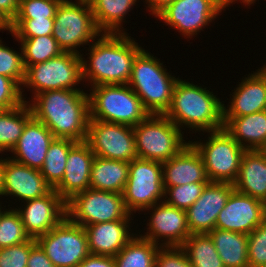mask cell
I'll list each match as a JSON object with an SVG mask.
<instances>
[{
	"label": "cell",
	"instance_id": "21",
	"mask_svg": "<svg viewBox=\"0 0 266 267\" xmlns=\"http://www.w3.org/2000/svg\"><path fill=\"white\" fill-rule=\"evenodd\" d=\"M55 139L51 131L32 117L25 125L17 144L11 150L13 161L40 170L47 150ZM15 155V156H14Z\"/></svg>",
	"mask_w": 266,
	"mask_h": 267
},
{
	"label": "cell",
	"instance_id": "24",
	"mask_svg": "<svg viewBox=\"0 0 266 267\" xmlns=\"http://www.w3.org/2000/svg\"><path fill=\"white\" fill-rule=\"evenodd\" d=\"M230 96L227 106L223 104V117H242L266 109V77L258 70L241 80Z\"/></svg>",
	"mask_w": 266,
	"mask_h": 267
},
{
	"label": "cell",
	"instance_id": "12",
	"mask_svg": "<svg viewBox=\"0 0 266 267\" xmlns=\"http://www.w3.org/2000/svg\"><path fill=\"white\" fill-rule=\"evenodd\" d=\"M36 242L55 267H78L90 255L84 227L67 217Z\"/></svg>",
	"mask_w": 266,
	"mask_h": 267
},
{
	"label": "cell",
	"instance_id": "32",
	"mask_svg": "<svg viewBox=\"0 0 266 267\" xmlns=\"http://www.w3.org/2000/svg\"><path fill=\"white\" fill-rule=\"evenodd\" d=\"M181 247L193 267H225L208 233L191 234Z\"/></svg>",
	"mask_w": 266,
	"mask_h": 267
},
{
	"label": "cell",
	"instance_id": "28",
	"mask_svg": "<svg viewBox=\"0 0 266 267\" xmlns=\"http://www.w3.org/2000/svg\"><path fill=\"white\" fill-rule=\"evenodd\" d=\"M137 1L139 2V0H89L97 29L101 33H127L122 24Z\"/></svg>",
	"mask_w": 266,
	"mask_h": 267
},
{
	"label": "cell",
	"instance_id": "51",
	"mask_svg": "<svg viewBox=\"0 0 266 267\" xmlns=\"http://www.w3.org/2000/svg\"><path fill=\"white\" fill-rule=\"evenodd\" d=\"M263 76L266 77V63L262 66V68L257 69Z\"/></svg>",
	"mask_w": 266,
	"mask_h": 267
},
{
	"label": "cell",
	"instance_id": "49",
	"mask_svg": "<svg viewBox=\"0 0 266 267\" xmlns=\"http://www.w3.org/2000/svg\"><path fill=\"white\" fill-rule=\"evenodd\" d=\"M9 31L12 33L11 21L0 11V31Z\"/></svg>",
	"mask_w": 266,
	"mask_h": 267
},
{
	"label": "cell",
	"instance_id": "34",
	"mask_svg": "<svg viewBox=\"0 0 266 267\" xmlns=\"http://www.w3.org/2000/svg\"><path fill=\"white\" fill-rule=\"evenodd\" d=\"M21 45L23 63L25 69L28 66L48 61L61 53L56 39L52 35L37 36L31 38H16Z\"/></svg>",
	"mask_w": 266,
	"mask_h": 267
},
{
	"label": "cell",
	"instance_id": "33",
	"mask_svg": "<svg viewBox=\"0 0 266 267\" xmlns=\"http://www.w3.org/2000/svg\"><path fill=\"white\" fill-rule=\"evenodd\" d=\"M77 142L55 138L50 144L40 173L54 189L63 179L68 153Z\"/></svg>",
	"mask_w": 266,
	"mask_h": 267
},
{
	"label": "cell",
	"instance_id": "36",
	"mask_svg": "<svg viewBox=\"0 0 266 267\" xmlns=\"http://www.w3.org/2000/svg\"><path fill=\"white\" fill-rule=\"evenodd\" d=\"M206 184L192 183L164 188L165 199L163 201L170 206L186 211L201 196Z\"/></svg>",
	"mask_w": 266,
	"mask_h": 267
},
{
	"label": "cell",
	"instance_id": "44",
	"mask_svg": "<svg viewBox=\"0 0 266 267\" xmlns=\"http://www.w3.org/2000/svg\"><path fill=\"white\" fill-rule=\"evenodd\" d=\"M27 267H55L44 250L36 243L30 250Z\"/></svg>",
	"mask_w": 266,
	"mask_h": 267
},
{
	"label": "cell",
	"instance_id": "7",
	"mask_svg": "<svg viewBox=\"0 0 266 267\" xmlns=\"http://www.w3.org/2000/svg\"><path fill=\"white\" fill-rule=\"evenodd\" d=\"M133 131L140 159L164 162L190 143L184 140L182 130L165 115L149 114L133 127Z\"/></svg>",
	"mask_w": 266,
	"mask_h": 267
},
{
	"label": "cell",
	"instance_id": "29",
	"mask_svg": "<svg viewBox=\"0 0 266 267\" xmlns=\"http://www.w3.org/2000/svg\"><path fill=\"white\" fill-rule=\"evenodd\" d=\"M208 234L225 267H249L247 234L217 228Z\"/></svg>",
	"mask_w": 266,
	"mask_h": 267
},
{
	"label": "cell",
	"instance_id": "17",
	"mask_svg": "<svg viewBox=\"0 0 266 267\" xmlns=\"http://www.w3.org/2000/svg\"><path fill=\"white\" fill-rule=\"evenodd\" d=\"M24 204L16 210L31 238L36 239L46 234L67 217L66 201L54 189L45 196L27 200Z\"/></svg>",
	"mask_w": 266,
	"mask_h": 267
},
{
	"label": "cell",
	"instance_id": "42",
	"mask_svg": "<svg viewBox=\"0 0 266 267\" xmlns=\"http://www.w3.org/2000/svg\"><path fill=\"white\" fill-rule=\"evenodd\" d=\"M23 92L16 81L0 75V110L14 109L26 102Z\"/></svg>",
	"mask_w": 266,
	"mask_h": 267
},
{
	"label": "cell",
	"instance_id": "14",
	"mask_svg": "<svg viewBox=\"0 0 266 267\" xmlns=\"http://www.w3.org/2000/svg\"><path fill=\"white\" fill-rule=\"evenodd\" d=\"M222 13L219 0H174L157 18L186 38L201 33Z\"/></svg>",
	"mask_w": 266,
	"mask_h": 267
},
{
	"label": "cell",
	"instance_id": "35",
	"mask_svg": "<svg viewBox=\"0 0 266 267\" xmlns=\"http://www.w3.org/2000/svg\"><path fill=\"white\" fill-rule=\"evenodd\" d=\"M30 239L16 208H4L0 212V248L24 243Z\"/></svg>",
	"mask_w": 266,
	"mask_h": 267
},
{
	"label": "cell",
	"instance_id": "50",
	"mask_svg": "<svg viewBox=\"0 0 266 267\" xmlns=\"http://www.w3.org/2000/svg\"><path fill=\"white\" fill-rule=\"evenodd\" d=\"M3 164H4V157H0V196L2 195V181H3Z\"/></svg>",
	"mask_w": 266,
	"mask_h": 267
},
{
	"label": "cell",
	"instance_id": "27",
	"mask_svg": "<svg viewBox=\"0 0 266 267\" xmlns=\"http://www.w3.org/2000/svg\"><path fill=\"white\" fill-rule=\"evenodd\" d=\"M129 176V163L95 156L90 188L122 194Z\"/></svg>",
	"mask_w": 266,
	"mask_h": 267
},
{
	"label": "cell",
	"instance_id": "26",
	"mask_svg": "<svg viewBox=\"0 0 266 267\" xmlns=\"http://www.w3.org/2000/svg\"><path fill=\"white\" fill-rule=\"evenodd\" d=\"M223 129L245 150H266V111L223 117Z\"/></svg>",
	"mask_w": 266,
	"mask_h": 267
},
{
	"label": "cell",
	"instance_id": "47",
	"mask_svg": "<svg viewBox=\"0 0 266 267\" xmlns=\"http://www.w3.org/2000/svg\"><path fill=\"white\" fill-rule=\"evenodd\" d=\"M147 4V8L151 15L156 18L162 11H164L174 0H145L143 1Z\"/></svg>",
	"mask_w": 266,
	"mask_h": 267
},
{
	"label": "cell",
	"instance_id": "6",
	"mask_svg": "<svg viewBox=\"0 0 266 267\" xmlns=\"http://www.w3.org/2000/svg\"><path fill=\"white\" fill-rule=\"evenodd\" d=\"M75 1L62 0L58 5L52 36L63 52L80 55V46L93 43L102 33L96 27L89 0Z\"/></svg>",
	"mask_w": 266,
	"mask_h": 267
},
{
	"label": "cell",
	"instance_id": "11",
	"mask_svg": "<svg viewBox=\"0 0 266 267\" xmlns=\"http://www.w3.org/2000/svg\"><path fill=\"white\" fill-rule=\"evenodd\" d=\"M164 192L162 162L136 158L129 163V176L122 194L131 215L162 202Z\"/></svg>",
	"mask_w": 266,
	"mask_h": 267
},
{
	"label": "cell",
	"instance_id": "40",
	"mask_svg": "<svg viewBox=\"0 0 266 267\" xmlns=\"http://www.w3.org/2000/svg\"><path fill=\"white\" fill-rule=\"evenodd\" d=\"M249 267H262L266 263V220L248 234Z\"/></svg>",
	"mask_w": 266,
	"mask_h": 267
},
{
	"label": "cell",
	"instance_id": "45",
	"mask_svg": "<svg viewBox=\"0 0 266 267\" xmlns=\"http://www.w3.org/2000/svg\"><path fill=\"white\" fill-rule=\"evenodd\" d=\"M78 267H116L111 256L92 255L87 256Z\"/></svg>",
	"mask_w": 266,
	"mask_h": 267
},
{
	"label": "cell",
	"instance_id": "9",
	"mask_svg": "<svg viewBox=\"0 0 266 267\" xmlns=\"http://www.w3.org/2000/svg\"><path fill=\"white\" fill-rule=\"evenodd\" d=\"M209 133V134H208ZM207 140L190 141L200 153L210 182L234 183L246 151L224 129L207 132ZM202 141V142H201Z\"/></svg>",
	"mask_w": 266,
	"mask_h": 267
},
{
	"label": "cell",
	"instance_id": "4",
	"mask_svg": "<svg viewBox=\"0 0 266 267\" xmlns=\"http://www.w3.org/2000/svg\"><path fill=\"white\" fill-rule=\"evenodd\" d=\"M179 79L167 72L160 59L143 49L134 59L128 85L149 114L164 115Z\"/></svg>",
	"mask_w": 266,
	"mask_h": 267
},
{
	"label": "cell",
	"instance_id": "31",
	"mask_svg": "<svg viewBox=\"0 0 266 267\" xmlns=\"http://www.w3.org/2000/svg\"><path fill=\"white\" fill-rule=\"evenodd\" d=\"M159 245L136 235L113 257L116 267H154Z\"/></svg>",
	"mask_w": 266,
	"mask_h": 267
},
{
	"label": "cell",
	"instance_id": "46",
	"mask_svg": "<svg viewBox=\"0 0 266 267\" xmlns=\"http://www.w3.org/2000/svg\"><path fill=\"white\" fill-rule=\"evenodd\" d=\"M20 0H0V11L12 22L19 9Z\"/></svg>",
	"mask_w": 266,
	"mask_h": 267
},
{
	"label": "cell",
	"instance_id": "8",
	"mask_svg": "<svg viewBox=\"0 0 266 267\" xmlns=\"http://www.w3.org/2000/svg\"><path fill=\"white\" fill-rule=\"evenodd\" d=\"M82 81L81 55L63 52L48 61L28 66L21 90L29 88L33 97L49 90H83L76 87Z\"/></svg>",
	"mask_w": 266,
	"mask_h": 267
},
{
	"label": "cell",
	"instance_id": "52",
	"mask_svg": "<svg viewBox=\"0 0 266 267\" xmlns=\"http://www.w3.org/2000/svg\"><path fill=\"white\" fill-rule=\"evenodd\" d=\"M3 207L1 206V203H0V212L2 211Z\"/></svg>",
	"mask_w": 266,
	"mask_h": 267
},
{
	"label": "cell",
	"instance_id": "19",
	"mask_svg": "<svg viewBox=\"0 0 266 267\" xmlns=\"http://www.w3.org/2000/svg\"><path fill=\"white\" fill-rule=\"evenodd\" d=\"M53 190L40 173V170L4 158L2 196L10 197L21 203L45 196ZM13 197V198H12Z\"/></svg>",
	"mask_w": 266,
	"mask_h": 267
},
{
	"label": "cell",
	"instance_id": "43",
	"mask_svg": "<svg viewBox=\"0 0 266 267\" xmlns=\"http://www.w3.org/2000/svg\"><path fill=\"white\" fill-rule=\"evenodd\" d=\"M154 267H193L181 246H169L158 249Z\"/></svg>",
	"mask_w": 266,
	"mask_h": 267
},
{
	"label": "cell",
	"instance_id": "5",
	"mask_svg": "<svg viewBox=\"0 0 266 267\" xmlns=\"http://www.w3.org/2000/svg\"><path fill=\"white\" fill-rule=\"evenodd\" d=\"M89 89V120L134 127L149 113L128 84L98 85Z\"/></svg>",
	"mask_w": 266,
	"mask_h": 267
},
{
	"label": "cell",
	"instance_id": "39",
	"mask_svg": "<svg viewBox=\"0 0 266 267\" xmlns=\"http://www.w3.org/2000/svg\"><path fill=\"white\" fill-rule=\"evenodd\" d=\"M62 0H20L14 19L54 18Z\"/></svg>",
	"mask_w": 266,
	"mask_h": 267
},
{
	"label": "cell",
	"instance_id": "37",
	"mask_svg": "<svg viewBox=\"0 0 266 267\" xmlns=\"http://www.w3.org/2000/svg\"><path fill=\"white\" fill-rule=\"evenodd\" d=\"M0 75L13 79L20 86L23 85L25 79V67L21 47L18 52L5 46L2 40H0Z\"/></svg>",
	"mask_w": 266,
	"mask_h": 267
},
{
	"label": "cell",
	"instance_id": "1",
	"mask_svg": "<svg viewBox=\"0 0 266 267\" xmlns=\"http://www.w3.org/2000/svg\"><path fill=\"white\" fill-rule=\"evenodd\" d=\"M26 101L33 117L42 122L55 138L84 142L90 119L89 95L83 90H49ZM32 102V103H31Z\"/></svg>",
	"mask_w": 266,
	"mask_h": 267
},
{
	"label": "cell",
	"instance_id": "23",
	"mask_svg": "<svg viewBox=\"0 0 266 267\" xmlns=\"http://www.w3.org/2000/svg\"><path fill=\"white\" fill-rule=\"evenodd\" d=\"M131 220L121 219L85 226L90 254L115 257L136 235L131 231Z\"/></svg>",
	"mask_w": 266,
	"mask_h": 267
},
{
	"label": "cell",
	"instance_id": "16",
	"mask_svg": "<svg viewBox=\"0 0 266 267\" xmlns=\"http://www.w3.org/2000/svg\"><path fill=\"white\" fill-rule=\"evenodd\" d=\"M265 220L264 202L234 190L218 214L215 228L248 235Z\"/></svg>",
	"mask_w": 266,
	"mask_h": 267
},
{
	"label": "cell",
	"instance_id": "18",
	"mask_svg": "<svg viewBox=\"0 0 266 267\" xmlns=\"http://www.w3.org/2000/svg\"><path fill=\"white\" fill-rule=\"evenodd\" d=\"M234 190L232 183H207L201 196L186 210L190 233L202 234L212 231L215 228L218 214Z\"/></svg>",
	"mask_w": 266,
	"mask_h": 267
},
{
	"label": "cell",
	"instance_id": "41",
	"mask_svg": "<svg viewBox=\"0 0 266 267\" xmlns=\"http://www.w3.org/2000/svg\"><path fill=\"white\" fill-rule=\"evenodd\" d=\"M36 239L0 248V267H27L31 248L36 244Z\"/></svg>",
	"mask_w": 266,
	"mask_h": 267
},
{
	"label": "cell",
	"instance_id": "13",
	"mask_svg": "<svg viewBox=\"0 0 266 267\" xmlns=\"http://www.w3.org/2000/svg\"><path fill=\"white\" fill-rule=\"evenodd\" d=\"M86 142L97 157L130 163L138 158L133 127L89 120Z\"/></svg>",
	"mask_w": 266,
	"mask_h": 267
},
{
	"label": "cell",
	"instance_id": "30",
	"mask_svg": "<svg viewBox=\"0 0 266 267\" xmlns=\"http://www.w3.org/2000/svg\"><path fill=\"white\" fill-rule=\"evenodd\" d=\"M32 117V110L27 102L14 109L0 110V154L11 152Z\"/></svg>",
	"mask_w": 266,
	"mask_h": 267
},
{
	"label": "cell",
	"instance_id": "25",
	"mask_svg": "<svg viewBox=\"0 0 266 267\" xmlns=\"http://www.w3.org/2000/svg\"><path fill=\"white\" fill-rule=\"evenodd\" d=\"M234 189L265 203L266 150H246L241 158Z\"/></svg>",
	"mask_w": 266,
	"mask_h": 267
},
{
	"label": "cell",
	"instance_id": "15",
	"mask_svg": "<svg viewBox=\"0 0 266 267\" xmlns=\"http://www.w3.org/2000/svg\"><path fill=\"white\" fill-rule=\"evenodd\" d=\"M148 210H152V213L146 222V226L148 227H146L147 232L144 234H142L141 231L138 232L141 237L159 246L169 247L182 246L185 240L191 235L185 210L170 206L164 201L144 211L149 213Z\"/></svg>",
	"mask_w": 266,
	"mask_h": 267
},
{
	"label": "cell",
	"instance_id": "20",
	"mask_svg": "<svg viewBox=\"0 0 266 267\" xmlns=\"http://www.w3.org/2000/svg\"><path fill=\"white\" fill-rule=\"evenodd\" d=\"M94 158L95 155L86 141L77 142L70 149L63 179L54 188L65 201L90 188V173Z\"/></svg>",
	"mask_w": 266,
	"mask_h": 267
},
{
	"label": "cell",
	"instance_id": "38",
	"mask_svg": "<svg viewBox=\"0 0 266 267\" xmlns=\"http://www.w3.org/2000/svg\"><path fill=\"white\" fill-rule=\"evenodd\" d=\"M53 24L54 18L13 19L11 34L16 38L52 35Z\"/></svg>",
	"mask_w": 266,
	"mask_h": 267
},
{
	"label": "cell",
	"instance_id": "3",
	"mask_svg": "<svg viewBox=\"0 0 266 267\" xmlns=\"http://www.w3.org/2000/svg\"><path fill=\"white\" fill-rule=\"evenodd\" d=\"M222 102L207 87L179 79L164 115L182 130L185 126L193 133L217 131L224 127Z\"/></svg>",
	"mask_w": 266,
	"mask_h": 267
},
{
	"label": "cell",
	"instance_id": "2",
	"mask_svg": "<svg viewBox=\"0 0 266 267\" xmlns=\"http://www.w3.org/2000/svg\"><path fill=\"white\" fill-rule=\"evenodd\" d=\"M128 33H102L81 55L83 82L98 85L128 84L136 56L144 49ZM90 51V52H89Z\"/></svg>",
	"mask_w": 266,
	"mask_h": 267
},
{
	"label": "cell",
	"instance_id": "10",
	"mask_svg": "<svg viewBox=\"0 0 266 267\" xmlns=\"http://www.w3.org/2000/svg\"><path fill=\"white\" fill-rule=\"evenodd\" d=\"M66 210L67 218L83 227L133 217L125 207L123 194L92 188L73 195L66 201Z\"/></svg>",
	"mask_w": 266,
	"mask_h": 267
},
{
	"label": "cell",
	"instance_id": "22",
	"mask_svg": "<svg viewBox=\"0 0 266 267\" xmlns=\"http://www.w3.org/2000/svg\"><path fill=\"white\" fill-rule=\"evenodd\" d=\"M163 187L209 183L200 153L189 143L172 159L162 162Z\"/></svg>",
	"mask_w": 266,
	"mask_h": 267
},
{
	"label": "cell",
	"instance_id": "48",
	"mask_svg": "<svg viewBox=\"0 0 266 267\" xmlns=\"http://www.w3.org/2000/svg\"><path fill=\"white\" fill-rule=\"evenodd\" d=\"M235 1H239L240 3H243V5H247V6H250V5H254V3L257 1V0H219L220 2V7L223 11H225V8L226 7H229L230 4H233Z\"/></svg>",
	"mask_w": 266,
	"mask_h": 267
}]
</instances>
